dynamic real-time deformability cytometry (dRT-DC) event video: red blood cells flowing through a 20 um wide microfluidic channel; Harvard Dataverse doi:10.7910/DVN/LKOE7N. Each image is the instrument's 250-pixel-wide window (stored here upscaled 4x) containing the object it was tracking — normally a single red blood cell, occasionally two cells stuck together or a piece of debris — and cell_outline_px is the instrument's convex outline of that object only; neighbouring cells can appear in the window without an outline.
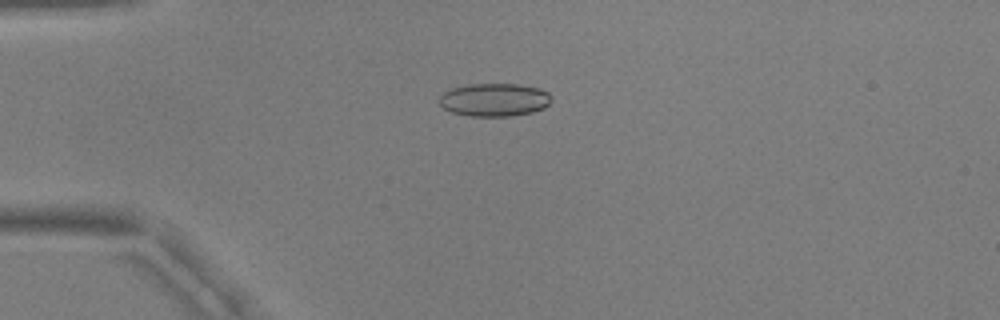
{"species": "common noctule bat (a hibernating species)", "species_latin": "Nyctalus noctula", "temperature_condition": "warm", "stored_images_in_passage": 54, "camera_frame_rate_fps": 3000, "um_per_image_px": 0.085, "animal": {"sex": "male", "body_mass_g": 17.9, "forearm_length_mm": 54.2}, "frame": {"image": 1, "passage_image": 14, "time_ms": 4.333, "image_size_px": [1000, 320], "cell_outline_px": [[552, 100], [544, 108], [532, 112], [512, 116], [472, 116], [452, 112], [444, 108], [440, 104], [440, 96], [444, 92], [452, 88], [468, 84], [520, 84], [540, 88], [548, 92], [552, 96]], "centroid_in_image_um": [42.06, 8.47], "position_along_channel_um": 42.9, "area_um2": 21.68}}
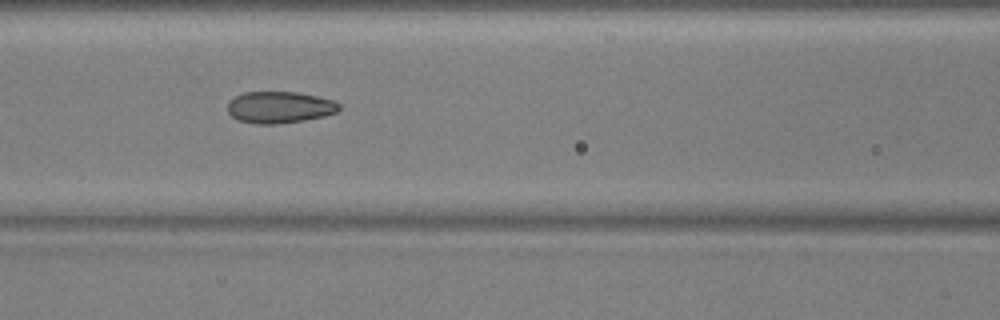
{"frame": {"image": 2, "passage_image": 24, "time_ms": 7.667, "image_size_px": [1000, 320], "cell_outline_px": [[340, 108], [336, 112], [324, 116], [304, 120], [276, 124], [256, 124], [236, 120], [228, 112], [228, 100], [244, 92], [300, 92], [332, 100], [340, 104]], "centroid_in_image_um": [23.73, 9.12], "position_along_channel_um": 142.9, "area_um2": 20.63}}
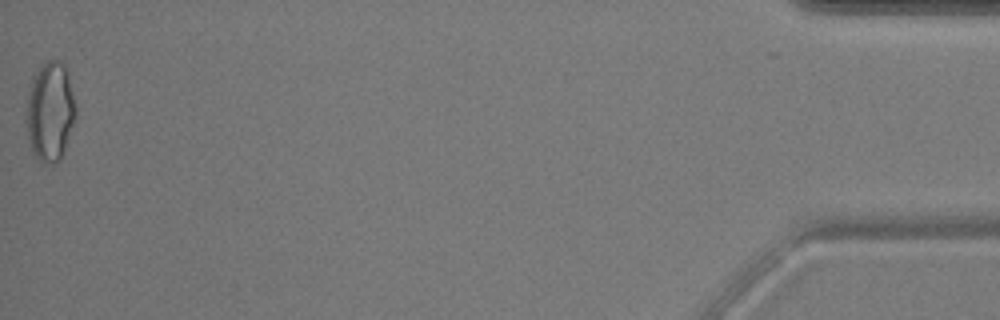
{"frame": {"image": 3, "passage_image": 54, "time_ms": 17.667, "image_size_px": [1000, 320], "cell_outline_px": [[76, 116], [60, 160], [56, 164], [44, 164], [32, 152], [24, 120], [28, 92], [32, 76], [52, 56], [64, 64], [68, 72], [76, 108]], "centroid_in_image_um": [4.24, 9.47], "position_along_channel_um": 431.0, "area_um2": 29.02}, "authors_computed_cell_mechanics": {"area_um2": 21.4149, "velocity_mm_per_s": 3.7846, "shape_relaxation_time_tau1_ms": 5.6523, "shape_relaxation_time_tau2_ms": 1.1164, "deformation_change_tau1": 0.1697, "deformation_change_tau2": 0.0736}}